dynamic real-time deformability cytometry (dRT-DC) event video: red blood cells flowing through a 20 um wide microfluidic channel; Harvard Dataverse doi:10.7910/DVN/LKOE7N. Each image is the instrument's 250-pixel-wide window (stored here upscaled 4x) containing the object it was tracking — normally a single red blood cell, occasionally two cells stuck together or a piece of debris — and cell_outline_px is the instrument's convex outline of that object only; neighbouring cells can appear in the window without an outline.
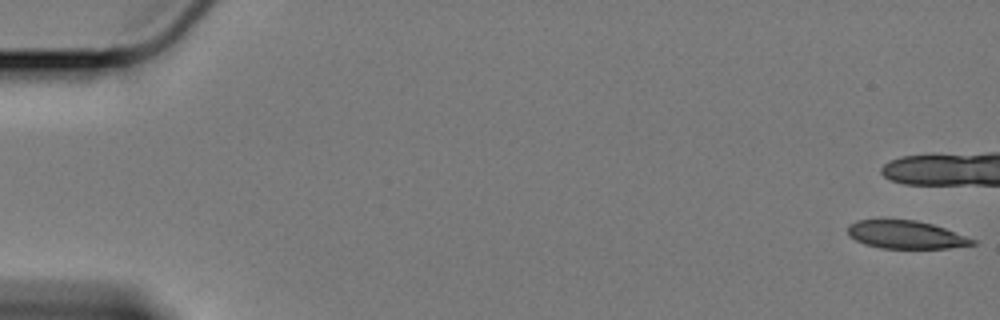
{"species": "Egyptian fruit bat (a non-hibernating species)", "species_latin": "Rousettus aegyptiacus", "temperature_condition": "cold", "stored_images_in_passage": 12, "camera_frame_rate_fps": 3000, "um_per_image_px": 0.085, "animal": {"sex": "female"}, "frame": {"image": 1, "passage_image": 1, "time_ms": 0.0, "image_size_px": [1000, 320], "cell_outline_px": [[976, 244], [948, 248], [880, 248], [864, 244], [848, 236], [848, 224], [856, 220], [912, 220], [932, 224], [944, 228], [976, 240]], "centroid_in_image_um": [76.96, 19.95], "position_along_channel_um": 8.0, "area_um2": 20.17}}